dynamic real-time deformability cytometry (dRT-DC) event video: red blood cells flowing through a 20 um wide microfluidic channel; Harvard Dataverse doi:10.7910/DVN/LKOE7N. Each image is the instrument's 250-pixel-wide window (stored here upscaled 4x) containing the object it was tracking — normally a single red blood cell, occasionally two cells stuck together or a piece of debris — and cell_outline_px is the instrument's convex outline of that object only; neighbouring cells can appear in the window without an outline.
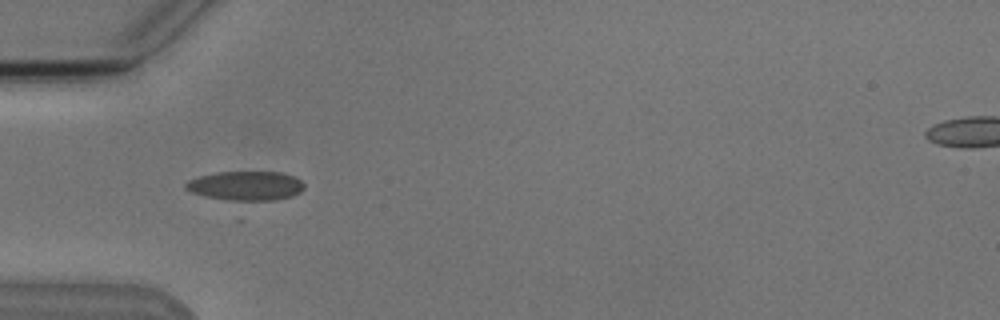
{"species": "Egyptian fruit bat (a non-hibernating species)", "species_latin": "Rousettus aegyptiacus", "temperature_condition": "cold", "stored_images_in_passage": 8, "camera_frame_rate_fps": 3000, "um_per_image_px": 0.085, "animal": {"sex": "male"}, "frame": {"image": 1, "passage_image": 4, "time_ms": 4.333, "image_size_px": [1000, 320], "cell_outline_px": [[304, 188], [300, 192], [292, 196], [276, 200], [244, 204], [236, 204], [204, 196], [192, 192], [184, 188], [184, 184], [188, 180], [200, 176], [216, 172], [280, 172], [292, 176], [300, 180], [304, 184]], "centroid_in_image_um": [20.86, 15.85], "position_along_channel_um": 64.1, "area_um2": 21.15}}
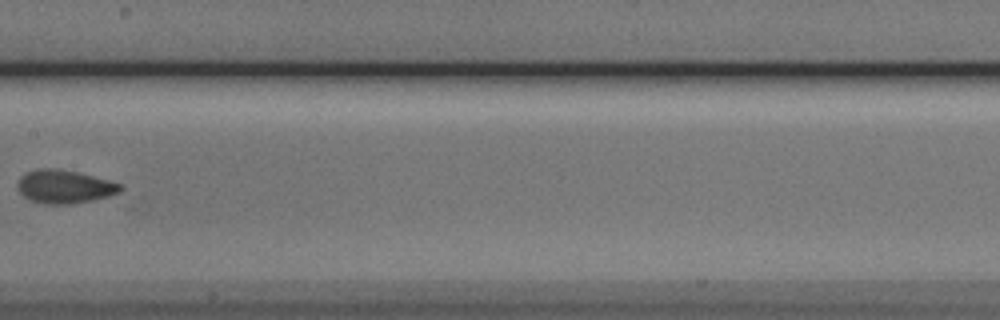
{"frame": {"image": 2, "passage_image": 7, "time_ms": 8.0, "image_size_px": [1000, 320], "cell_outline_px": [[124, 188], [120, 196], [72, 204], [44, 204], [32, 200], [24, 196], [16, 188], [16, 184], [20, 176], [36, 168], [56, 168], [76, 172], [108, 180], [120, 184]], "centroid_in_image_um": [5.55, 15.88], "position_along_channel_um": 201.9, "area_um2": 20.46}}
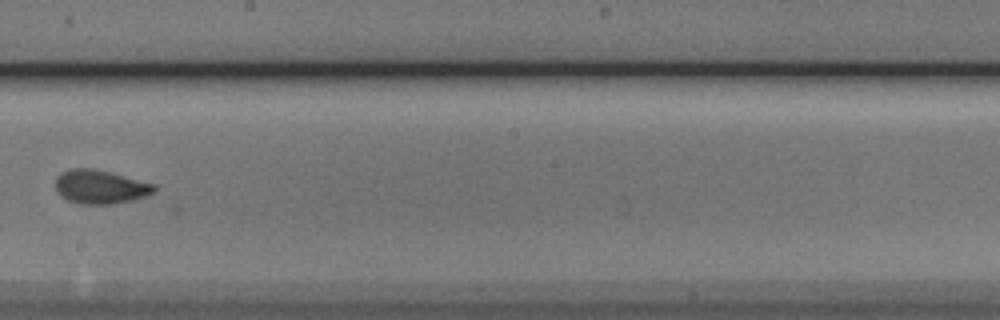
{"frame": {"image": 3, "passage_image": 8, "time_ms": 9.0, "image_size_px": [1000, 320], "cell_outline_px": [[156, 192], [148, 196], [132, 200], [112, 204], [80, 204], [68, 200], [60, 196], [56, 192], [56, 176], [72, 168], [92, 168], [156, 184]], "centroid_in_image_um": [8.54, 15.9], "position_along_channel_um": 239.7, "area_um2": 19.48}}